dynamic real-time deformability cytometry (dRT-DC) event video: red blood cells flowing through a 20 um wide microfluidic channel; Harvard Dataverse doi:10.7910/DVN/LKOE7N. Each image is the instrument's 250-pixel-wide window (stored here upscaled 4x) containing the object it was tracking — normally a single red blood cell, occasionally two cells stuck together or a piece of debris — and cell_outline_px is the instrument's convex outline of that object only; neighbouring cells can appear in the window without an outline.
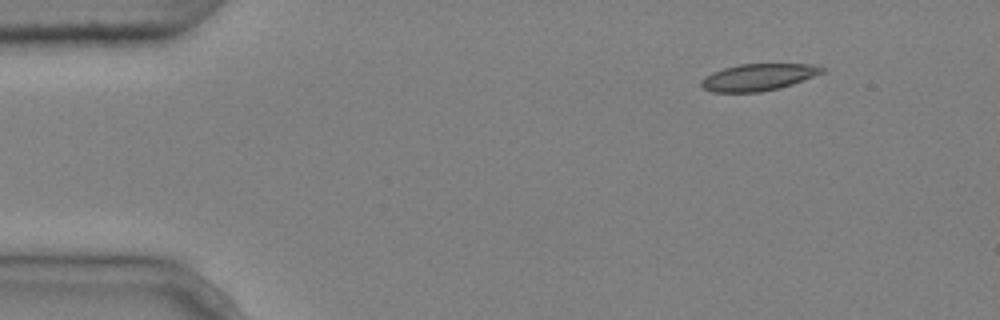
{"species": "common noctule bat (a hibernating species)", "species_latin": "Nyctalus noctula", "temperature_condition": "cold", "stored_images_in_passage": 5, "camera_frame_rate_fps": 3000, "um_per_image_px": 0.085, "animal": {"sex": "male", "body_mass_g": 20.4}, "frame": {"image": 1, "passage_image": 1, "time_ms": 0.0, "image_size_px": [1000, 320], "cell_outline_px": [[824, 72], [792, 84], [780, 88], [760, 92], [712, 92], [704, 88], [700, 84], [700, 80], [704, 76], [712, 72], [724, 68], [740, 64], [812, 64], [824, 68]], "centroid_in_image_um": [64.41, 6.56], "position_along_channel_um": 20.6, "area_um2": 18.84}}
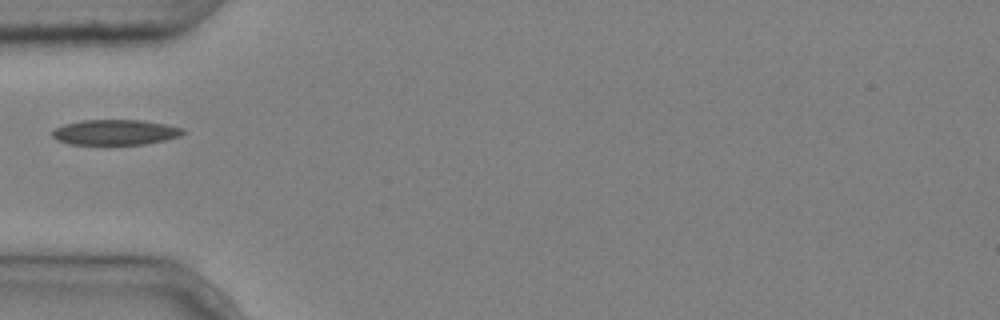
{"frame": {"image": 2, "passage_image": 4, "time_ms": 1.0, "image_size_px": [1000, 320], "cell_outline_px": [[184, 132], [180, 136], [164, 140], [144, 144], [68, 144], [56, 140], [52, 136], [52, 132], [56, 128], [64, 124], [80, 120], [140, 120], [164, 124], [184, 128]], "centroid_in_image_um": [9.77, 11.24], "position_along_channel_um": 75.2, "area_um2": 19.19}}